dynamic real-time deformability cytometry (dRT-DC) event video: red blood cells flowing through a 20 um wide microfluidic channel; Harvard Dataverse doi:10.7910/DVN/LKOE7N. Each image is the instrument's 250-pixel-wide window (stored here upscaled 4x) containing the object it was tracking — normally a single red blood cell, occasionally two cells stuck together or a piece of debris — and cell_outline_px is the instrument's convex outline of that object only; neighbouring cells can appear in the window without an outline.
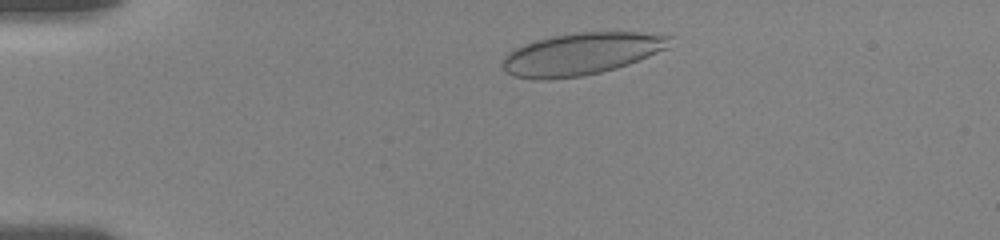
{"species": "human", "species_latin": "Homo sapiens", "temperature_condition": "room temperature", "stored_images_in_passage": 49, "camera_frame_rate_fps": 3000, "um_per_image_px": 0.085, "donor": {"sex": "female"}, "frame": {"image": 1, "passage_image": 5, "time_ms": 1.333, "image_size_px": [1000, 240], "cell_outline_px": [[676, 36], [668, 48], [628, 64], [616, 68], [600, 72], [580, 76], [548, 80], [536, 80], [512, 76], [500, 64], [504, 56], [508, 52], [524, 44], [536, 40], [552, 36], [576, 32], [644, 32]], "centroid_in_image_um": [49.43, 4.57], "position_along_channel_um": 35.6, "area_um2": 41.33}}
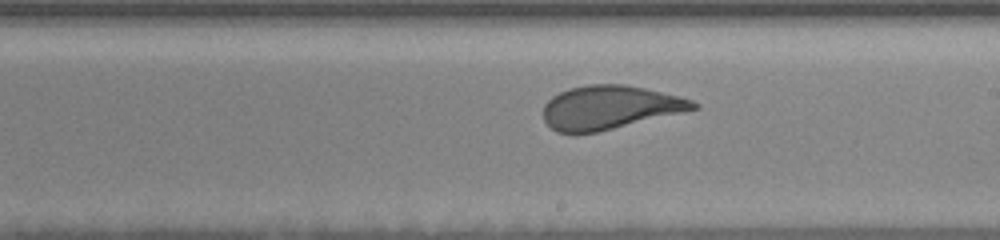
{"frame": {"image": 2, "passage_image": 26, "time_ms": 8.333, "image_size_px": [1000, 240], "cell_outline_px": [[700, 108], [596, 132], [556, 132], [544, 120], [544, 104], [552, 96], [568, 88], [588, 84], [624, 84], [644, 88], [680, 96], [692, 100], [700, 104]], "centroid_in_image_um": [51.83, 9.11], "position_along_channel_um": 237.2, "area_um2": 37.8}}
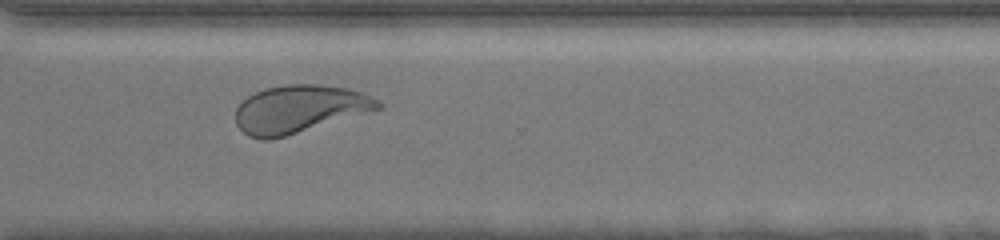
{"frame": {"image": 3, "passage_image": 35, "time_ms": 11.333, "image_size_px": [1000, 240], "cell_outline_px": [[384, 108], [284, 136], [268, 140], [264, 140], [248, 136], [236, 124], [236, 108], [248, 96], [264, 88], [288, 84], [320, 84], [348, 88], [364, 92], [380, 100], [384, 104]], "centroid_in_image_um": [25.5, 9.25], "position_along_channel_um": 345.1, "area_um2": 39.71}, "authors_computed_cell_mechanics": {"area_um2": 40.6334, "velocity_mm_per_s": 3.6049, "shape_relaxation_time_tau1_ms": 5.6851, "shape_relaxation_time_tau2_ms": null, "deformation_change_tau1": 0.1735, "deformation_change_tau2": null}}